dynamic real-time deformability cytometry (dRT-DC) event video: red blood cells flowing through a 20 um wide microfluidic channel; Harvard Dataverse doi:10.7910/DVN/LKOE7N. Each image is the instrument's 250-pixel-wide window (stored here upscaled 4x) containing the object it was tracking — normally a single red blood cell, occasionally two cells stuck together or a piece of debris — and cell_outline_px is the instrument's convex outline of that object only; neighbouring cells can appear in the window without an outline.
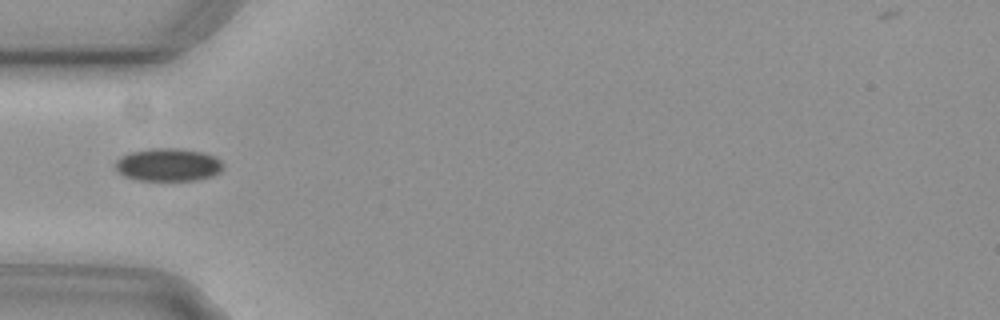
{"species": "common noctule bat (a hibernating species)", "species_latin": "Nyctalus noctula", "temperature_condition": "cold", "stored_images_in_passage": 6, "camera_frame_rate_fps": 3000, "um_per_image_px": 0.085, "animal": {"sex": "female", "body_mass_g": 29.2, "forearm_length_mm": 56.3}, "frame": {"image": 1, "passage_image": 3, "time_ms": 0.667, "image_size_px": [1000, 320], "cell_outline_px": [[224, 164], [220, 172], [212, 176], [196, 180], [140, 180], [124, 176], [116, 168], [116, 160], [120, 156], [132, 152], [152, 148], [176, 148], [204, 152], [220, 160]], "centroid_in_image_um": [14.31, 14.0], "position_along_channel_um": 70.7, "area_um2": 20.52}}
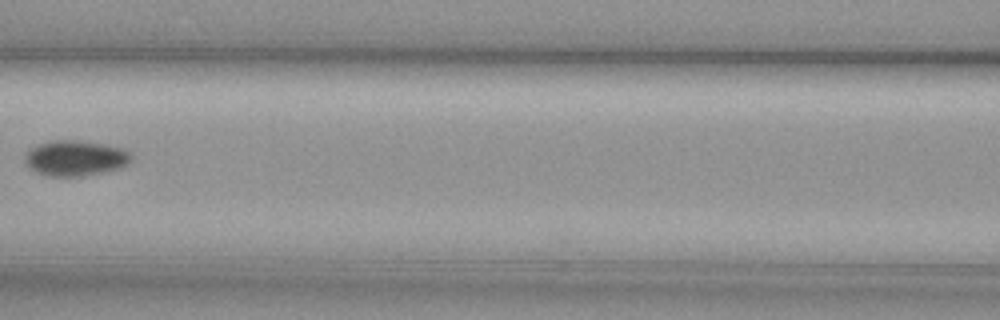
{"frame": {"image": 2, "passage_image": 5, "time_ms": 1.333, "image_size_px": [1000, 320], "cell_outline_px": [[132, 160], [128, 164], [120, 168], [104, 172], [84, 176], [44, 176], [28, 168], [24, 160], [24, 152], [40, 144], [52, 140], [84, 140], [104, 144], [120, 148], [128, 152], [132, 156]], "centroid_in_image_um": [6.37, 13.45], "position_along_channel_um": 160.2, "area_um2": 22.25}}